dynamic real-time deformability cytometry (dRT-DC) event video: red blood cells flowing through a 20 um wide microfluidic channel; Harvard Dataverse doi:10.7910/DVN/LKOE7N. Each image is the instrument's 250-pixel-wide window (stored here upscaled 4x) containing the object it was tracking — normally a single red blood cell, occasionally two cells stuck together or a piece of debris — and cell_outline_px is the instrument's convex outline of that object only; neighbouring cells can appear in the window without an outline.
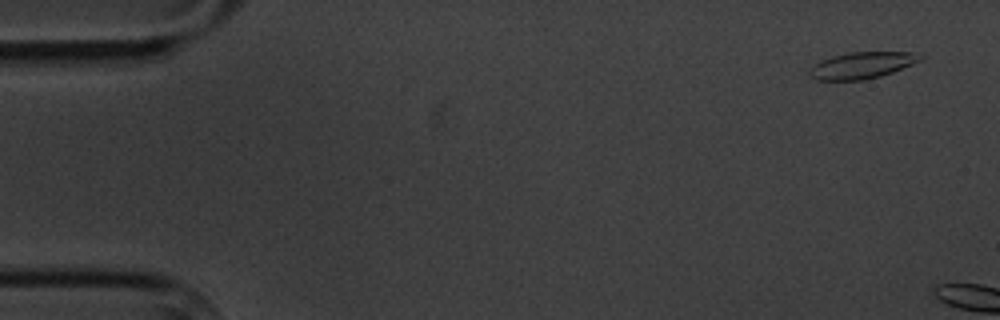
{"species": "common noctule bat (a hibernating species)", "species_latin": "Nyctalus noctula", "temperature_condition": "cold", "stored_images_in_passage": 2, "camera_frame_rate_fps": 3000, "um_per_image_px": 0.085, "animal": {"sex": "male", "body_mass_g": 20.1, "forearm_length_mm": 53.5}, "frame": {"image": 1, "passage_image": 1, "time_ms": 0.0, "image_size_px": [1000, 320], "cell_outline_px": [[924, 60], [892, 72], [880, 76], [864, 80], [816, 80], [808, 76], [808, 72], [820, 60], [832, 56], [848, 52], [912, 52], [924, 56]], "centroid_in_image_um": [73.28, 5.55], "position_along_channel_um": 11.7, "area_um2": 17.22}}